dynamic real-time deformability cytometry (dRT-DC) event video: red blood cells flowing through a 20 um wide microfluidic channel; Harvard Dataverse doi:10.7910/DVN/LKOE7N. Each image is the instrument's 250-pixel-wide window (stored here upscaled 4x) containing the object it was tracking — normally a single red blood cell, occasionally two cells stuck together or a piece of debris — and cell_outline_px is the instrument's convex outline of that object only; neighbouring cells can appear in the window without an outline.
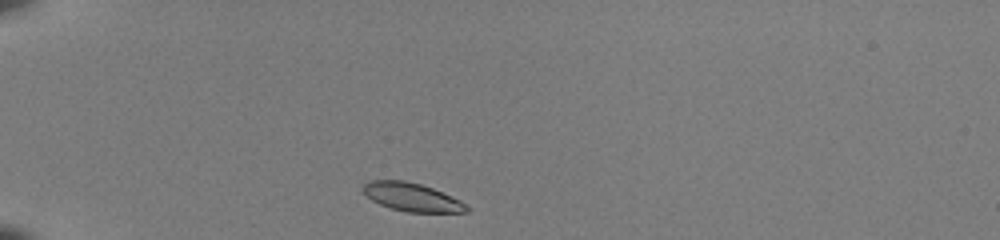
{"species": "common noctule bat (a hibernating species)", "species_latin": "Nyctalus noctula", "temperature_condition": "room temperature", "stored_images_in_passage": 38, "camera_frame_rate_fps": 3000, "um_per_image_px": 0.085, "animal": {"sex": "female", "body_mass_g": 22.0, "forearm_length_mm": 56.7}, "frame": {"image": 1, "passage_image": 1, "time_ms": 0.0, "image_size_px": [1000, 240], "cell_outline_px": [[472, 208], [468, 212], [408, 212], [392, 208], [380, 204], [372, 200], [360, 188], [368, 180], [404, 180], [420, 184], [432, 188], [460, 200]], "centroid_in_image_um": [35.02, 16.75], "position_along_channel_um": 50.0, "area_um2": 17.05}}
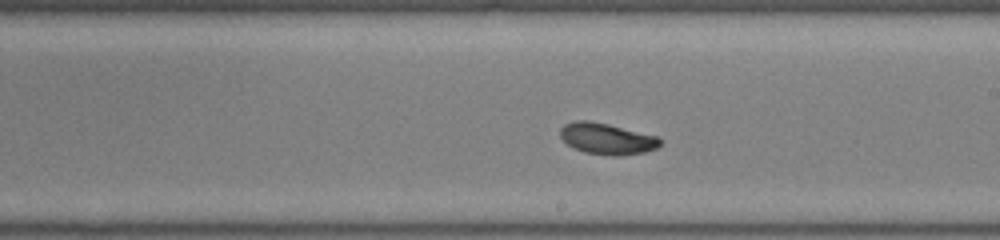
{"frame": {"image": 2, "passage_image": 18, "time_ms": 5.667, "image_size_px": [1000, 240], "cell_outline_px": [[660, 144], [656, 148], [644, 152], [620, 156], [612, 156], [584, 152], [572, 148], [560, 136], [560, 128], [564, 124], [576, 120], [588, 120], [608, 124], [656, 136], [660, 140]], "centroid_in_image_um": [51.54, 11.79], "position_along_channel_um": 237.5, "area_um2": 18.09}}
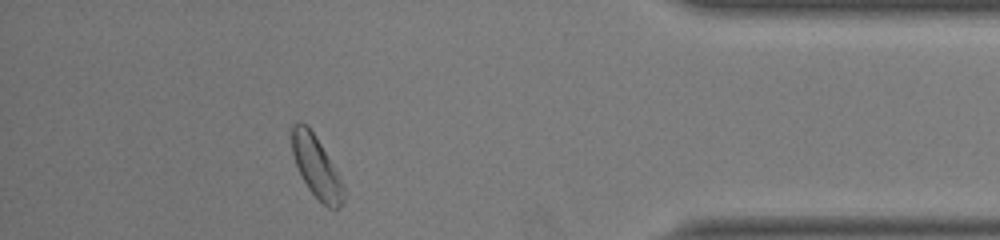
{"frame": {"image": 3, "passage_image": 33, "time_ms": 10.667, "image_size_px": [1000, 240], "cell_outline_px": [[344, 204], [336, 212], [328, 208], [308, 188], [296, 164], [292, 152], [292, 124], [300, 120], [312, 132], [320, 144], [344, 184]], "centroid_in_image_um": [26.92, 14.25], "position_along_channel_um": 408.3, "area_um2": 18.21}, "authors_computed_cell_mechanics": {"area_um2": 18.2359, "velocity_mm_per_s": 3.9512, "shape_relaxation_time_tau1_ms": 1.8908, "shape_relaxation_time_tau2_ms": 6.164, "deformation_change_tau1": 0.0742, "deformation_change_tau2": 0.1008}}